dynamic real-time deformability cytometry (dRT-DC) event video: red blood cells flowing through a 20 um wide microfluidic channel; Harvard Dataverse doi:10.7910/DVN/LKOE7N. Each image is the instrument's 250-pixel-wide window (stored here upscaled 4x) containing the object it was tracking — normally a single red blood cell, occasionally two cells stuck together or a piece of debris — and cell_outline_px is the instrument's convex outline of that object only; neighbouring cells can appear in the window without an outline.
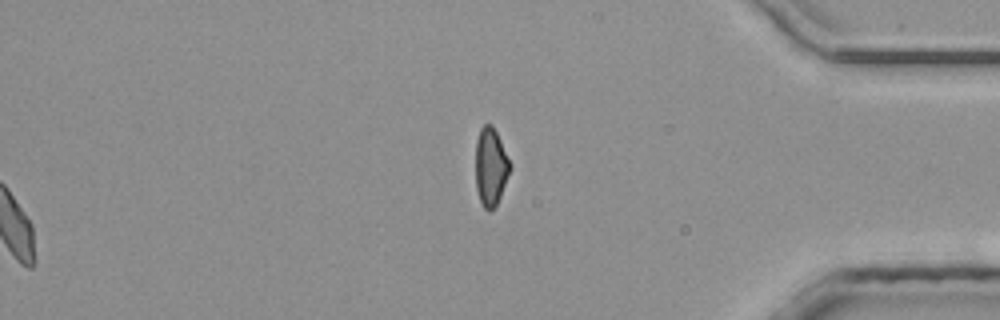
{"species": "common noctule bat (a hibernating species)", "species_latin": "Nyctalus noctula", "temperature_condition": "room temperature", "stored_images_in_passage": 48, "segment_of_instrument_passage": [2, 2], "camera_frame_rate_fps": 3000, "um_per_image_px": 0.085, "animal": {"sex": "male", "body_mass_g": 20.4}, "frame": {"image": 1, "passage_image": 48, "time_ms": 15.667, "image_size_px": [1000, 320], "cell_outline_px": [[512, 168], [500, 196], [496, 204], [488, 212], [484, 208], [480, 200], [476, 188], [476, 140], [480, 128], [484, 124], [492, 124], [512, 164]], "centroid_in_image_um": [41.72, 14.16], "position_along_channel_um": 393.5, "area_um2": 15.66}}